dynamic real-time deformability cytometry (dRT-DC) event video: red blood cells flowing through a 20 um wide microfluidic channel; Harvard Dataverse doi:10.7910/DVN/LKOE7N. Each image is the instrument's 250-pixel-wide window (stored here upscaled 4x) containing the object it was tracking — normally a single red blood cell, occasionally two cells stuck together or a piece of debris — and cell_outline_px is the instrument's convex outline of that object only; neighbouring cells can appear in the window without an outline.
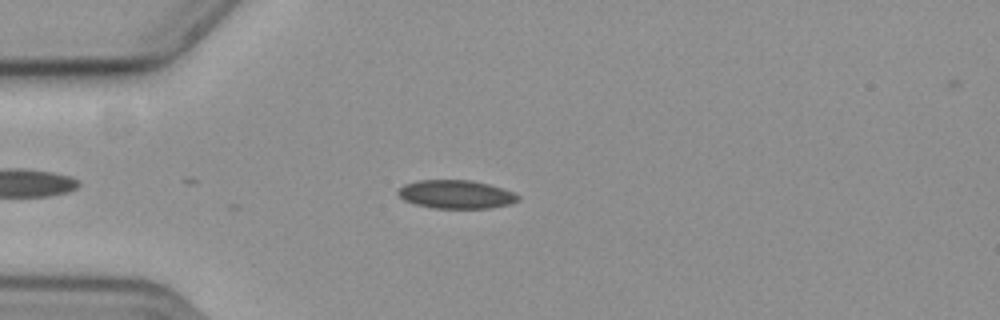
{"species": "common noctule bat (a hibernating species)", "species_latin": "Nyctalus noctula", "temperature_condition": "cold", "stored_images_in_passage": 5, "camera_frame_rate_fps": 3000, "um_per_image_px": 0.085, "animal": {"sex": "female", "body_mass_g": 19.3, "forearm_length_mm": 54.1}, "frame": {"image": 1, "passage_image": 5, "time_ms": 1.333, "image_size_px": [1000, 320], "cell_outline_px": [[520, 200], [512, 204], [488, 208], [432, 208], [412, 204], [404, 200], [396, 192], [404, 184], [420, 180], [472, 180], [488, 184], [512, 192], [520, 196]], "centroid_in_image_um": [38.75, 16.53], "position_along_channel_um": 46.3, "area_um2": 19.94}}